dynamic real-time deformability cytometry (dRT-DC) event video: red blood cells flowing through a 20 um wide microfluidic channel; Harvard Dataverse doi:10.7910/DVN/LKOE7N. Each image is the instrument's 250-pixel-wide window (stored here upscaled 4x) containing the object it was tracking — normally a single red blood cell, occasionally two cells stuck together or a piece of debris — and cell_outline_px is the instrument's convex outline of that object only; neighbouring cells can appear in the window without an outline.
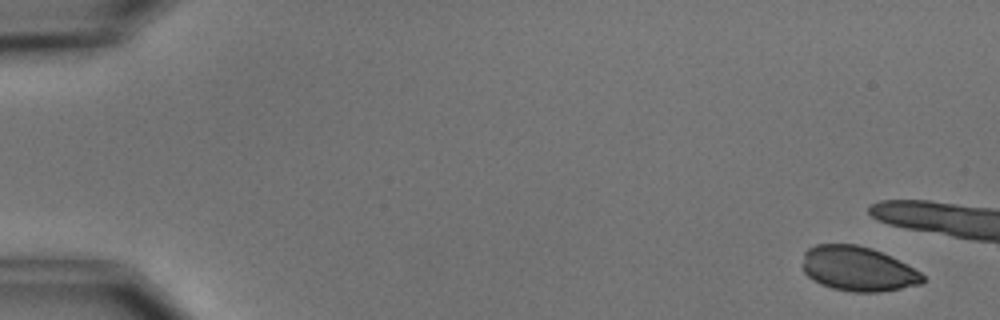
{"species": "common noctule bat (a hibernating species)", "species_latin": "Nyctalus noctula", "temperature_condition": "cold", "stored_images_in_passage": 5, "camera_frame_rate_fps": 3000, "um_per_image_px": 0.085, "animal": {"sex": "male", "body_mass_g": 15.6}, "frame": {"image": 1, "passage_image": 1, "time_ms": 0.0, "image_size_px": [1000, 320], "cell_outline_px": [[924, 280], [920, 284], [880, 292], [852, 292], [832, 288], [820, 284], [812, 280], [804, 272], [804, 252], [808, 248], [816, 244], [856, 244], [872, 248], [920, 272], [924, 276]], "centroid_in_image_um": [72.88, 22.85], "position_along_channel_um": 12.1, "area_um2": 30.92}}